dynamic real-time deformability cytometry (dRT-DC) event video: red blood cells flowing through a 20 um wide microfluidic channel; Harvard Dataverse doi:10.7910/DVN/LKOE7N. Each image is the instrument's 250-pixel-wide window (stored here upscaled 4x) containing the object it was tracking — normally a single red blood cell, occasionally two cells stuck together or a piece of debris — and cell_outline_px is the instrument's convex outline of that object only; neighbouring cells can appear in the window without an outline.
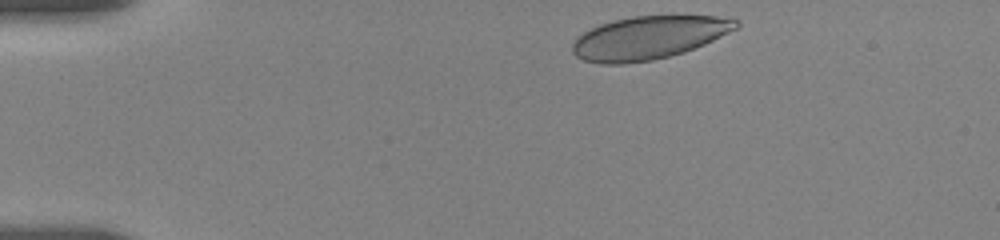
{"species": "human", "species_latin": "Homo sapiens", "temperature_condition": "room temperature", "stored_images_in_passage": 76, "camera_frame_rate_fps": 3000, "um_per_image_px": 0.085, "donor": {"sex": "female"}, "frame": {"image": 1, "passage_image": 1, "time_ms": 0.0, "image_size_px": [1000, 240], "cell_outline_px": [[740, 24], [736, 28], [704, 44], [684, 52], [652, 60], [620, 64], [604, 64], [584, 60], [576, 56], [572, 52], [572, 44], [576, 36], [600, 24], [612, 20], [632, 16], [716, 16], [740, 20]], "centroid_in_image_um": [55.1, 3.2], "position_along_channel_um": 29.9, "area_um2": 40.86}}
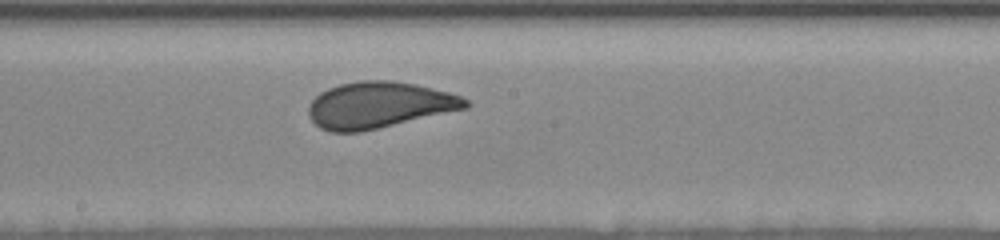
{"frame": {"image": 2, "passage_image": 42, "time_ms": 7.0, "image_size_px": [1000, 240], "cell_outline_px": [[468, 108], [360, 132], [332, 132], [320, 128], [308, 116], [308, 108], [312, 100], [320, 92], [328, 88], [340, 84], [360, 80], [392, 80], [416, 84], [448, 92], [460, 96], [468, 100]], "centroid_in_image_um": [32.2, 8.92], "position_along_channel_um": 216.0, "area_um2": 42.25}}
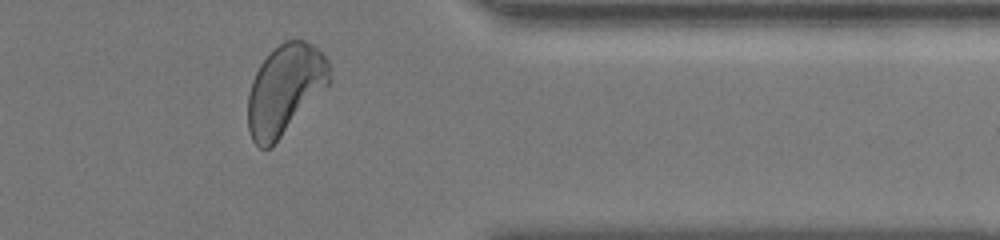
{"frame": {"image": 3, "passage_image": 63, "time_ms": 12.0, "image_size_px": [1000, 240], "cell_outline_px": [[332, 80], [272, 148], [260, 148], [252, 140], [248, 132], [248, 96], [252, 80], [260, 64], [284, 40], [304, 40], [312, 44], [328, 60], [332, 68]], "centroid_in_image_um": [24.23, 7.63], "position_along_channel_um": 387.2, "area_um2": 42.71}, "authors_computed_cell_mechanics": {"area_um2": 41.8183, "velocity_mm_per_s": 3.6255, "shape_relaxation_time_tau1_ms": 4.0339, "shape_relaxation_time_tau2_ms": null, "deformation_change_tau1": 0.1288, "deformation_change_tau2": null}}